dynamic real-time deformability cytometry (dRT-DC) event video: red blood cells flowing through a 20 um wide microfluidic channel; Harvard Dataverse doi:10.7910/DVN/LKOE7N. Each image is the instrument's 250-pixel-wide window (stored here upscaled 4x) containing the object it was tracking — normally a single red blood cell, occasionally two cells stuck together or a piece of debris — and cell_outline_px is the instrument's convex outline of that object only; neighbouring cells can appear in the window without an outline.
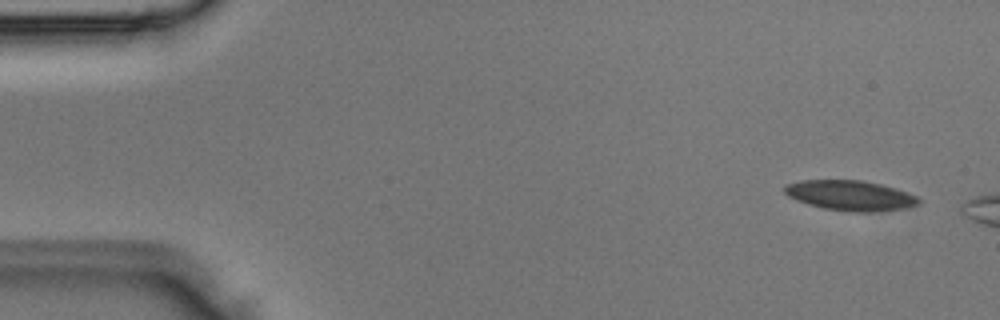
{"species": "Egyptian fruit bat (a non-hibernating species)", "species_latin": "Rousettus aegyptiacus", "temperature_condition": "room temperature", "stored_images_in_passage": 3, "camera_frame_rate_fps": 3000, "um_per_image_px": 0.085, "animal": {"sex": "male"}, "frame": {"image": 1, "passage_image": 1, "time_ms": 0.0, "image_size_px": [1000, 320], "cell_outline_px": [[924, 200], [920, 204], [904, 208], [868, 212], [856, 212], [824, 208], [808, 204], [796, 200], [788, 196], [784, 192], [784, 188], [788, 184], [800, 180], [860, 180], [880, 184], [896, 188], [908, 192]], "centroid_in_image_um": [72.31, 16.61], "position_along_channel_um": 12.7, "area_um2": 23.47}}